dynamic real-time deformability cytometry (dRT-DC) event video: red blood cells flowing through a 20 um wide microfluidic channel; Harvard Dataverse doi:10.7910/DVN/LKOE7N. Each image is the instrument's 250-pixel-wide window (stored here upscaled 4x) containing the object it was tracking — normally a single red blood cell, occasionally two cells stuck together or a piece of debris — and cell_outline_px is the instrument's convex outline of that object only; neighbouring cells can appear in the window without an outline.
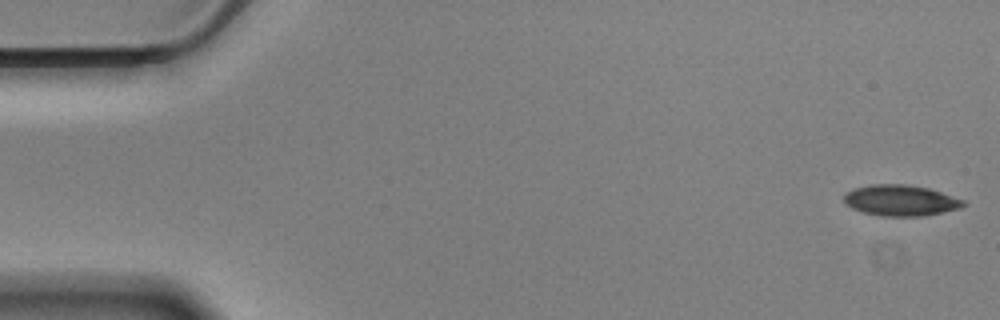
{"species": "Egyptian fruit bat (a non-hibernating species)", "species_latin": "Rousettus aegyptiacus", "temperature_condition": "cold", "stored_images_in_passage": 56, "camera_frame_rate_fps": 3000, "um_per_image_px": 0.085, "animal": {"sex": "male"}, "frame": {"image": 1, "passage_image": 1, "time_ms": 0.0, "image_size_px": [1000, 320], "cell_outline_px": [[968, 204], [960, 208], [920, 216], [880, 216], [864, 212], [852, 208], [844, 200], [844, 196], [848, 192], [856, 188], [872, 184], [904, 184], [928, 188], [964, 200]], "centroid_in_image_um": [76.57, 17.03], "position_along_channel_um": 8.4, "area_um2": 21.15}}
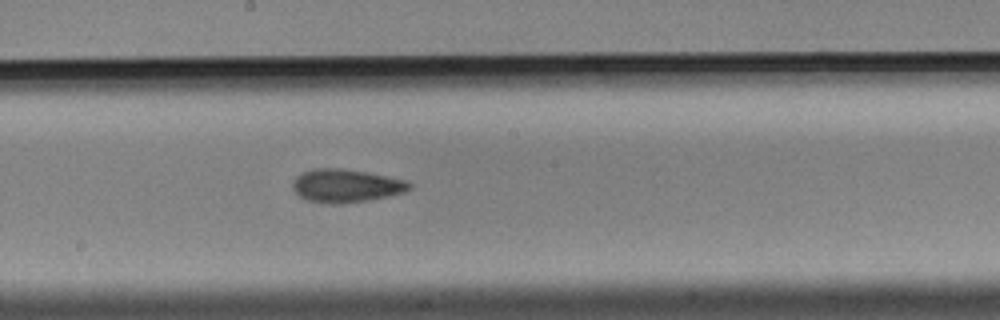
{"frame": {"image": 2, "passage_image": 30, "time_ms": 9.667, "image_size_px": [1000, 320], "cell_outline_px": [[412, 188], [404, 192], [388, 196], [368, 200], [340, 204], [328, 204], [308, 200], [300, 196], [292, 188], [292, 184], [296, 176], [304, 172], [316, 168], [340, 168], [364, 172], [408, 180], [412, 184]], "centroid_in_image_um": [29.42, 15.79], "position_along_channel_um": 218.8, "area_um2": 22.48}}
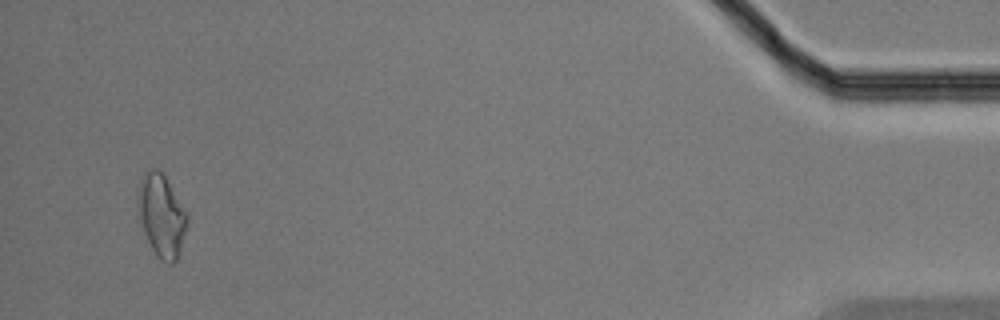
{"frame": {"image": 3, "passage_image": 54, "time_ms": 17.667, "image_size_px": [1000, 320], "cell_outline_px": [[188, 224], [180, 256], [172, 264], [168, 264], [160, 260], [152, 248], [136, 220], [136, 196], [140, 180], [144, 172], [152, 168], [156, 168], [164, 172], [188, 212]], "centroid_in_image_um": [13.71, 18.3], "position_along_channel_um": 421.5, "area_um2": 25.09}, "authors_computed_cell_mechanics": {"area_um2": 21.675, "velocity_mm_per_s": 3.5228, "shape_relaxation_time_tau1_ms": null, "shape_relaxation_time_tau2_ms": 5.0746, "deformation_change_tau1": null, "deformation_change_tau2": 0.1329}}